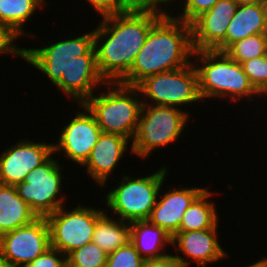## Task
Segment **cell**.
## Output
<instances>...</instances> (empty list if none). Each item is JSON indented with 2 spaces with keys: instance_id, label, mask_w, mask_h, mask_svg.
Wrapping results in <instances>:
<instances>
[{
  "instance_id": "obj_14",
  "label": "cell",
  "mask_w": 267,
  "mask_h": 267,
  "mask_svg": "<svg viewBox=\"0 0 267 267\" xmlns=\"http://www.w3.org/2000/svg\"><path fill=\"white\" fill-rule=\"evenodd\" d=\"M238 5L236 0H218L190 24L194 51H225L227 27Z\"/></svg>"
},
{
  "instance_id": "obj_26",
  "label": "cell",
  "mask_w": 267,
  "mask_h": 267,
  "mask_svg": "<svg viewBox=\"0 0 267 267\" xmlns=\"http://www.w3.org/2000/svg\"><path fill=\"white\" fill-rule=\"evenodd\" d=\"M108 253L91 242L66 256L67 267H106Z\"/></svg>"
},
{
  "instance_id": "obj_9",
  "label": "cell",
  "mask_w": 267,
  "mask_h": 267,
  "mask_svg": "<svg viewBox=\"0 0 267 267\" xmlns=\"http://www.w3.org/2000/svg\"><path fill=\"white\" fill-rule=\"evenodd\" d=\"M53 154L40 166L30 171L25 180L15 187L37 217H46L65 204L64 197H58L62 189V167Z\"/></svg>"
},
{
  "instance_id": "obj_19",
  "label": "cell",
  "mask_w": 267,
  "mask_h": 267,
  "mask_svg": "<svg viewBox=\"0 0 267 267\" xmlns=\"http://www.w3.org/2000/svg\"><path fill=\"white\" fill-rule=\"evenodd\" d=\"M267 33V4H239L225 36V50L246 37Z\"/></svg>"
},
{
  "instance_id": "obj_37",
  "label": "cell",
  "mask_w": 267,
  "mask_h": 267,
  "mask_svg": "<svg viewBox=\"0 0 267 267\" xmlns=\"http://www.w3.org/2000/svg\"><path fill=\"white\" fill-rule=\"evenodd\" d=\"M0 267H11L10 264L7 262V260L2 255L1 250H0Z\"/></svg>"
},
{
  "instance_id": "obj_22",
  "label": "cell",
  "mask_w": 267,
  "mask_h": 267,
  "mask_svg": "<svg viewBox=\"0 0 267 267\" xmlns=\"http://www.w3.org/2000/svg\"><path fill=\"white\" fill-rule=\"evenodd\" d=\"M46 0H0V25L6 27L16 38L25 33L24 25L42 6Z\"/></svg>"
},
{
  "instance_id": "obj_5",
  "label": "cell",
  "mask_w": 267,
  "mask_h": 267,
  "mask_svg": "<svg viewBox=\"0 0 267 267\" xmlns=\"http://www.w3.org/2000/svg\"><path fill=\"white\" fill-rule=\"evenodd\" d=\"M167 167L145 177L123 175L120 183L106 194L107 208L125 222L148 220L167 178Z\"/></svg>"
},
{
  "instance_id": "obj_3",
  "label": "cell",
  "mask_w": 267,
  "mask_h": 267,
  "mask_svg": "<svg viewBox=\"0 0 267 267\" xmlns=\"http://www.w3.org/2000/svg\"><path fill=\"white\" fill-rule=\"evenodd\" d=\"M196 56L193 63L199 83L201 99L229 98L240 101L243 98L261 96L250 83L248 76L240 63L231 59L224 51L201 50L194 51ZM197 61V62H196ZM200 61V62H199ZM199 64L201 66H199Z\"/></svg>"
},
{
  "instance_id": "obj_20",
  "label": "cell",
  "mask_w": 267,
  "mask_h": 267,
  "mask_svg": "<svg viewBox=\"0 0 267 267\" xmlns=\"http://www.w3.org/2000/svg\"><path fill=\"white\" fill-rule=\"evenodd\" d=\"M37 215L18 195L15 186L0 184V236L31 223Z\"/></svg>"
},
{
  "instance_id": "obj_23",
  "label": "cell",
  "mask_w": 267,
  "mask_h": 267,
  "mask_svg": "<svg viewBox=\"0 0 267 267\" xmlns=\"http://www.w3.org/2000/svg\"><path fill=\"white\" fill-rule=\"evenodd\" d=\"M110 217L111 215L108 216V213L105 212L97 220L92 237V242L107 253L127 245L131 239L130 223Z\"/></svg>"
},
{
  "instance_id": "obj_21",
  "label": "cell",
  "mask_w": 267,
  "mask_h": 267,
  "mask_svg": "<svg viewBox=\"0 0 267 267\" xmlns=\"http://www.w3.org/2000/svg\"><path fill=\"white\" fill-rule=\"evenodd\" d=\"M130 227V242L144 259L161 258L168 254L164 248L172 244V236L163 228L148 220L131 222Z\"/></svg>"
},
{
  "instance_id": "obj_31",
  "label": "cell",
  "mask_w": 267,
  "mask_h": 267,
  "mask_svg": "<svg viewBox=\"0 0 267 267\" xmlns=\"http://www.w3.org/2000/svg\"><path fill=\"white\" fill-rule=\"evenodd\" d=\"M169 2H174V0H124L126 10L154 11L162 15H169L167 9L164 10L161 7V5H169Z\"/></svg>"
},
{
  "instance_id": "obj_2",
  "label": "cell",
  "mask_w": 267,
  "mask_h": 267,
  "mask_svg": "<svg viewBox=\"0 0 267 267\" xmlns=\"http://www.w3.org/2000/svg\"><path fill=\"white\" fill-rule=\"evenodd\" d=\"M191 25L162 15L150 29L129 72L118 82L137 86L146 77L189 65L193 57Z\"/></svg>"
},
{
  "instance_id": "obj_13",
  "label": "cell",
  "mask_w": 267,
  "mask_h": 267,
  "mask_svg": "<svg viewBox=\"0 0 267 267\" xmlns=\"http://www.w3.org/2000/svg\"><path fill=\"white\" fill-rule=\"evenodd\" d=\"M52 154L53 143L19 140L0 154V184L16 186L23 182L30 171Z\"/></svg>"
},
{
  "instance_id": "obj_28",
  "label": "cell",
  "mask_w": 267,
  "mask_h": 267,
  "mask_svg": "<svg viewBox=\"0 0 267 267\" xmlns=\"http://www.w3.org/2000/svg\"><path fill=\"white\" fill-rule=\"evenodd\" d=\"M144 260L135 246L129 242L127 245L108 253L106 267H141Z\"/></svg>"
},
{
  "instance_id": "obj_8",
  "label": "cell",
  "mask_w": 267,
  "mask_h": 267,
  "mask_svg": "<svg viewBox=\"0 0 267 267\" xmlns=\"http://www.w3.org/2000/svg\"><path fill=\"white\" fill-rule=\"evenodd\" d=\"M93 207L81 206L67 211L64 206L46 216L51 247L67 256L73 250L92 242L97 220L105 213Z\"/></svg>"
},
{
  "instance_id": "obj_27",
  "label": "cell",
  "mask_w": 267,
  "mask_h": 267,
  "mask_svg": "<svg viewBox=\"0 0 267 267\" xmlns=\"http://www.w3.org/2000/svg\"><path fill=\"white\" fill-rule=\"evenodd\" d=\"M242 69L255 90L267 96V54L241 63Z\"/></svg>"
},
{
  "instance_id": "obj_33",
  "label": "cell",
  "mask_w": 267,
  "mask_h": 267,
  "mask_svg": "<svg viewBox=\"0 0 267 267\" xmlns=\"http://www.w3.org/2000/svg\"><path fill=\"white\" fill-rule=\"evenodd\" d=\"M101 16L119 13L126 10L124 0H86Z\"/></svg>"
},
{
  "instance_id": "obj_25",
  "label": "cell",
  "mask_w": 267,
  "mask_h": 267,
  "mask_svg": "<svg viewBox=\"0 0 267 267\" xmlns=\"http://www.w3.org/2000/svg\"><path fill=\"white\" fill-rule=\"evenodd\" d=\"M231 59L238 63L267 54V33L256 34L231 44L224 51Z\"/></svg>"
},
{
  "instance_id": "obj_12",
  "label": "cell",
  "mask_w": 267,
  "mask_h": 267,
  "mask_svg": "<svg viewBox=\"0 0 267 267\" xmlns=\"http://www.w3.org/2000/svg\"><path fill=\"white\" fill-rule=\"evenodd\" d=\"M79 106L84 112L77 111L76 116L64 125L58 142L53 143V154L63 153V156L69 158L68 160L83 166L102 131L89 109L83 104Z\"/></svg>"
},
{
  "instance_id": "obj_16",
  "label": "cell",
  "mask_w": 267,
  "mask_h": 267,
  "mask_svg": "<svg viewBox=\"0 0 267 267\" xmlns=\"http://www.w3.org/2000/svg\"><path fill=\"white\" fill-rule=\"evenodd\" d=\"M107 82L99 73L96 54H85L73 57L66 71L62 73L61 81L56 88L68 95L77 104H84L94 93V88L106 85Z\"/></svg>"
},
{
  "instance_id": "obj_24",
  "label": "cell",
  "mask_w": 267,
  "mask_h": 267,
  "mask_svg": "<svg viewBox=\"0 0 267 267\" xmlns=\"http://www.w3.org/2000/svg\"><path fill=\"white\" fill-rule=\"evenodd\" d=\"M208 189H205L188 207L183 215L179 231H199L218 228L217 209L215 202L207 200L211 197Z\"/></svg>"
},
{
  "instance_id": "obj_7",
  "label": "cell",
  "mask_w": 267,
  "mask_h": 267,
  "mask_svg": "<svg viewBox=\"0 0 267 267\" xmlns=\"http://www.w3.org/2000/svg\"><path fill=\"white\" fill-rule=\"evenodd\" d=\"M141 93L143 104L180 107L201 101L198 74L193 61L183 68L153 74L136 86ZM152 100V101H151ZM153 102V103H152ZM148 103V104H147Z\"/></svg>"
},
{
  "instance_id": "obj_1",
  "label": "cell",
  "mask_w": 267,
  "mask_h": 267,
  "mask_svg": "<svg viewBox=\"0 0 267 267\" xmlns=\"http://www.w3.org/2000/svg\"><path fill=\"white\" fill-rule=\"evenodd\" d=\"M162 14L125 10L102 16L94 29L99 73L108 82H119L131 69L147 35Z\"/></svg>"
},
{
  "instance_id": "obj_15",
  "label": "cell",
  "mask_w": 267,
  "mask_h": 267,
  "mask_svg": "<svg viewBox=\"0 0 267 267\" xmlns=\"http://www.w3.org/2000/svg\"><path fill=\"white\" fill-rule=\"evenodd\" d=\"M217 228L199 230V231H178L172 237V246L175 247L177 253H183L187 258L180 255H174L180 267H189V258L193 259V263L206 267V264L218 262L228 253L221 247L218 241Z\"/></svg>"
},
{
  "instance_id": "obj_34",
  "label": "cell",
  "mask_w": 267,
  "mask_h": 267,
  "mask_svg": "<svg viewBox=\"0 0 267 267\" xmlns=\"http://www.w3.org/2000/svg\"><path fill=\"white\" fill-rule=\"evenodd\" d=\"M141 267H180L174 254H167L161 258L145 259Z\"/></svg>"
},
{
  "instance_id": "obj_6",
  "label": "cell",
  "mask_w": 267,
  "mask_h": 267,
  "mask_svg": "<svg viewBox=\"0 0 267 267\" xmlns=\"http://www.w3.org/2000/svg\"><path fill=\"white\" fill-rule=\"evenodd\" d=\"M190 113L183 109L143 104L135 137L131 143V153L145 160L158 148L172 145L181 137L187 126Z\"/></svg>"
},
{
  "instance_id": "obj_18",
  "label": "cell",
  "mask_w": 267,
  "mask_h": 267,
  "mask_svg": "<svg viewBox=\"0 0 267 267\" xmlns=\"http://www.w3.org/2000/svg\"><path fill=\"white\" fill-rule=\"evenodd\" d=\"M130 140L119 134L101 133L98 141L93 147L89 159L82 167H86V172L97 183L105 186L109 175H112L117 164L124 157Z\"/></svg>"
},
{
  "instance_id": "obj_17",
  "label": "cell",
  "mask_w": 267,
  "mask_h": 267,
  "mask_svg": "<svg viewBox=\"0 0 267 267\" xmlns=\"http://www.w3.org/2000/svg\"><path fill=\"white\" fill-rule=\"evenodd\" d=\"M205 188H173L158 198L148 221L163 228L172 237L179 231L183 215ZM160 199V200H159Z\"/></svg>"
},
{
  "instance_id": "obj_4",
  "label": "cell",
  "mask_w": 267,
  "mask_h": 267,
  "mask_svg": "<svg viewBox=\"0 0 267 267\" xmlns=\"http://www.w3.org/2000/svg\"><path fill=\"white\" fill-rule=\"evenodd\" d=\"M105 87L106 92L93 94L83 105L95 116L102 133L119 134L133 141L143 106L140 90L118 82H108Z\"/></svg>"
},
{
  "instance_id": "obj_30",
  "label": "cell",
  "mask_w": 267,
  "mask_h": 267,
  "mask_svg": "<svg viewBox=\"0 0 267 267\" xmlns=\"http://www.w3.org/2000/svg\"><path fill=\"white\" fill-rule=\"evenodd\" d=\"M24 267H67L66 256L58 249L49 247Z\"/></svg>"
},
{
  "instance_id": "obj_35",
  "label": "cell",
  "mask_w": 267,
  "mask_h": 267,
  "mask_svg": "<svg viewBox=\"0 0 267 267\" xmlns=\"http://www.w3.org/2000/svg\"><path fill=\"white\" fill-rule=\"evenodd\" d=\"M239 4H267V0H236Z\"/></svg>"
},
{
  "instance_id": "obj_29",
  "label": "cell",
  "mask_w": 267,
  "mask_h": 267,
  "mask_svg": "<svg viewBox=\"0 0 267 267\" xmlns=\"http://www.w3.org/2000/svg\"><path fill=\"white\" fill-rule=\"evenodd\" d=\"M218 0H184L182 13L173 15L187 24H191L202 13L210 10Z\"/></svg>"
},
{
  "instance_id": "obj_36",
  "label": "cell",
  "mask_w": 267,
  "mask_h": 267,
  "mask_svg": "<svg viewBox=\"0 0 267 267\" xmlns=\"http://www.w3.org/2000/svg\"><path fill=\"white\" fill-rule=\"evenodd\" d=\"M246 267H267V257H262L261 260L253 263V264H250Z\"/></svg>"
},
{
  "instance_id": "obj_32",
  "label": "cell",
  "mask_w": 267,
  "mask_h": 267,
  "mask_svg": "<svg viewBox=\"0 0 267 267\" xmlns=\"http://www.w3.org/2000/svg\"><path fill=\"white\" fill-rule=\"evenodd\" d=\"M17 39L6 27L0 25V55L11 54L22 59L23 48L16 45L14 41Z\"/></svg>"
},
{
  "instance_id": "obj_11",
  "label": "cell",
  "mask_w": 267,
  "mask_h": 267,
  "mask_svg": "<svg viewBox=\"0 0 267 267\" xmlns=\"http://www.w3.org/2000/svg\"><path fill=\"white\" fill-rule=\"evenodd\" d=\"M50 244V232L45 217L0 236V250L11 267H24L44 253Z\"/></svg>"
},
{
  "instance_id": "obj_10",
  "label": "cell",
  "mask_w": 267,
  "mask_h": 267,
  "mask_svg": "<svg viewBox=\"0 0 267 267\" xmlns=\"http://www.w3.org/2000/svg\"><path fill=\"white\" fill-rule=\"evenodd\" d=\"M85 54H96L94 30L82 36L59 40L42 48H23L22 59L47 75L51 84L56 86L73 57Z\"/></svg>"
}]
</instances>
